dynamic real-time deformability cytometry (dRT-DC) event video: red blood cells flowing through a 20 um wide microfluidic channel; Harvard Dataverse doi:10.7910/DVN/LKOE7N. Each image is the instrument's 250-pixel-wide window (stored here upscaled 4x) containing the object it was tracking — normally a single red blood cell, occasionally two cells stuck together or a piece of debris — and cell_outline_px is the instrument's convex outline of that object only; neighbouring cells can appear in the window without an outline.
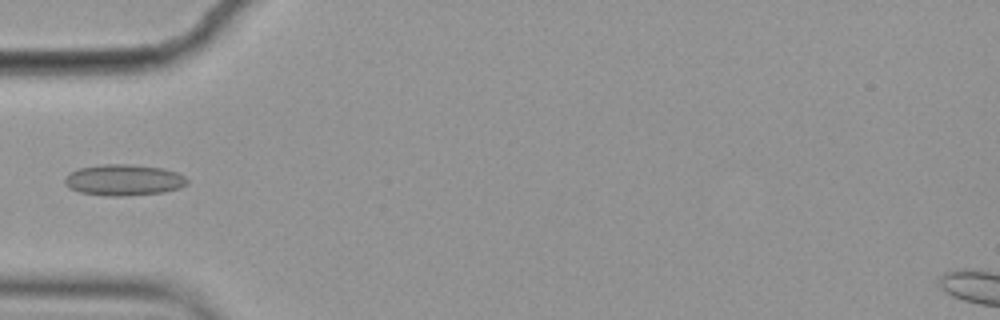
{"species": "common noctule bat (a hibernating species)", "species_latin": "Nyctalus noctula", "temperature_condition": "cold", "stored_images_in_passage": 8, "camera_frame_rate_fps": 3000, "um_per_image_px": 0.085, "animal": {"sex": "female", "body_mass_g": 19.9}, "frame": {"image": 1, "passage_image": 6, "time_ms": 1.667, "image_size_px": [1000, 320], "cell_outline_px": [[188, 184], [180, 188], [164, 192], [124, 196], [104, 196], [80, 192], [68, 188], [64, 184], [64, 176], [68, 172], [80, 168], [104, 164], [128, 164], [164, 168], [176, 172], [184, 176], [188, 180]], "centroid_in_image_um": [10.49, 15.3], "position_along_channel_um": 74.5, "area_um2": 22.48}}
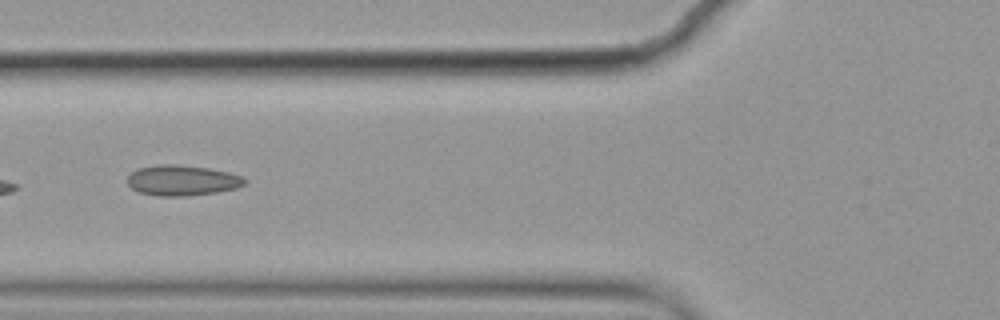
{"frame": {"image": 2, "passage_image": 7, "time_ms": 2.0, "image_size_px": [1000, 320], "cell_outline_px": [[248, 180], [244, 184], [236, 188], [216, 192], [188, 196], [160, 196], [140, 192], [132, 188], [128, 184], [128, 176], [136, 168], [160, 164], [176, 164], [208, 168], [228, 172], [240, 176]], "centroid_in_image_um": [15.47, 15.33], "position_along_channel_um": 110.3, "area_um2": 20.75}}
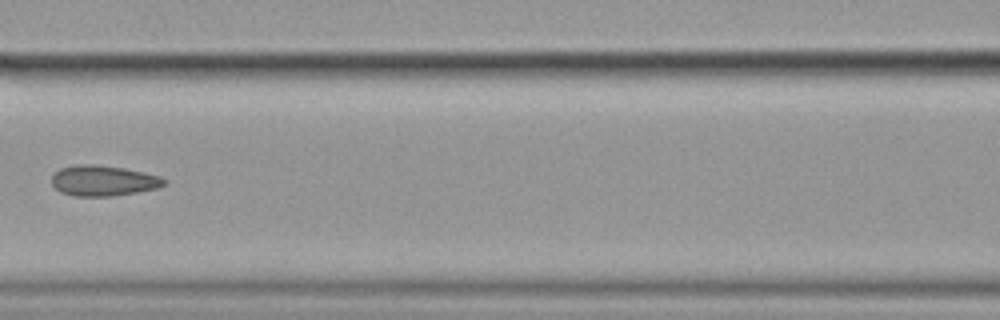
{"frame": {"image": 3, "passage_image": 8, "time_ms": 2.333, "image_size_px": [1000, 320], "cell_outline_px": [[168, 180], [164, 184], [156, 188], [136, 192], [112, 196], [72, 196], [60, 192], [52, 184], [52, 176], [60, 168], [80, 164], [92, 164], [124, 168], [144, 172], [160, 176]], "centroid_in_image_um": [8.77, 15.36], "position_along_channel_um": 157.8, "area_um2": 19.94}}